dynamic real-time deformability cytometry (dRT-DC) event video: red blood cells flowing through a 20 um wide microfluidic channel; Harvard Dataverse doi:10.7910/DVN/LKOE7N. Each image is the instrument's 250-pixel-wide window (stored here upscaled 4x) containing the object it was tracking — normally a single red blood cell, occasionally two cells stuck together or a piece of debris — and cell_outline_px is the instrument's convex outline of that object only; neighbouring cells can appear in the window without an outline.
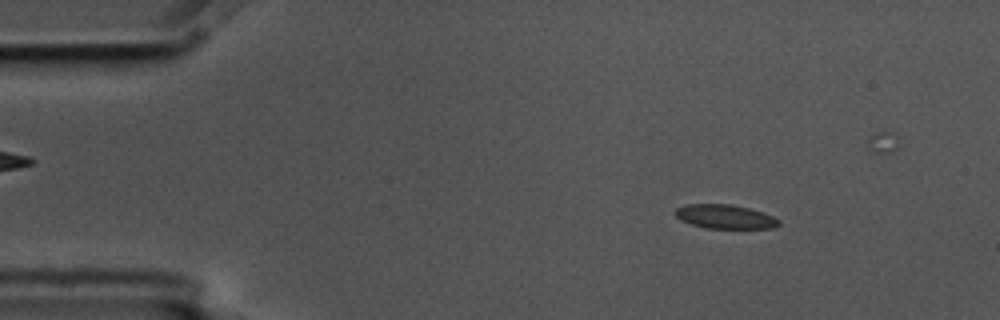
{"species": "common noctule bat (a hibernating species)", "species_latin": "Nyctalus noctula", "temperature_condition": "cold", "stored_images_in_passage": 5, "camera_frame_rate_fps": 3000, "um_per_image_px": 0.085, "animal": {"sex": "male", "body_mass_g": 17.5, "forearm_length_mm": 52.3}, "frame": {"image": 1, "passage_image": 1, "time_ms": 0.0, "image_size_px": [1000, 320], "cell_outline_px": [[780, 224], [776, 228], [708, 228], [692, 224], [680, 220], [676, 216], [676, 208], [684, 204], [732, 204], [748, 208], [772, 216], [780, 220]], "centroid_in_image_um": [61.63, 18.41], "position_along_channel_um": 23.4, "area_um2": 14.39}}
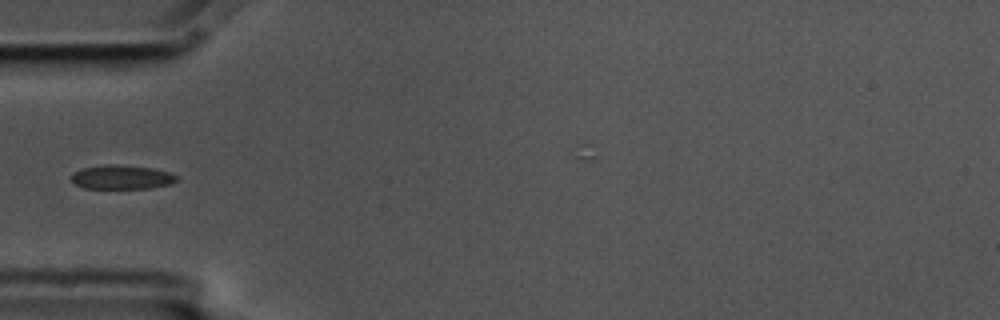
{"frame": {"image": 2, "passage_image": 4, "time_ms": 1.0, "image_size_px": [1000, 320], "cell_outline_px": [[176, 180], [172, 184], [148, 188], [84, 188], [76, 184], [72, 180], [72, 172], [80, 168], [108, 164], [112, 164], [152, 168], [168, 172], [176, 176]], "centroid_in_image_um": [10.31, 15.05], "position_along_channel_um": 74.7, "area_um2": 14.62}}